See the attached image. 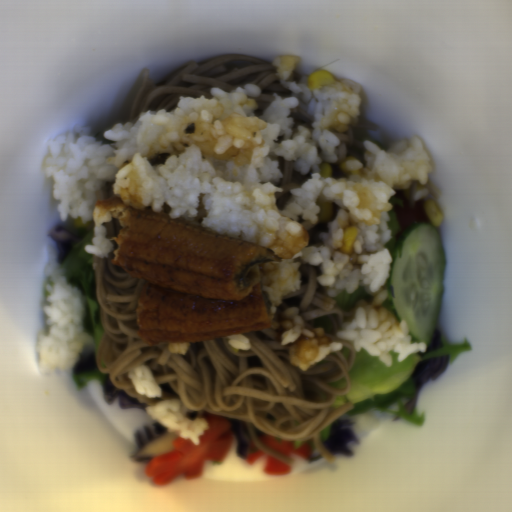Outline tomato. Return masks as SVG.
<instances>
[{"label":"tomato","mask_w":512,"mask_h":512,"mask_svg":"<svg viewBox=\"0 0 512 512\" xmlns=\"http://www.w3.org/2000/svg\"><path fill=\"white\" fill-rule=\"evenodd\" d=\"M427 199L414 200L413 192H409L403 196L400 204H396L395 211L397 213L398 230L396 233L397 240L407 227L418 222L427 221L435 226L424 209V202Z\"/></svg>","instance_id":"tomato-1"}]
</instances>
